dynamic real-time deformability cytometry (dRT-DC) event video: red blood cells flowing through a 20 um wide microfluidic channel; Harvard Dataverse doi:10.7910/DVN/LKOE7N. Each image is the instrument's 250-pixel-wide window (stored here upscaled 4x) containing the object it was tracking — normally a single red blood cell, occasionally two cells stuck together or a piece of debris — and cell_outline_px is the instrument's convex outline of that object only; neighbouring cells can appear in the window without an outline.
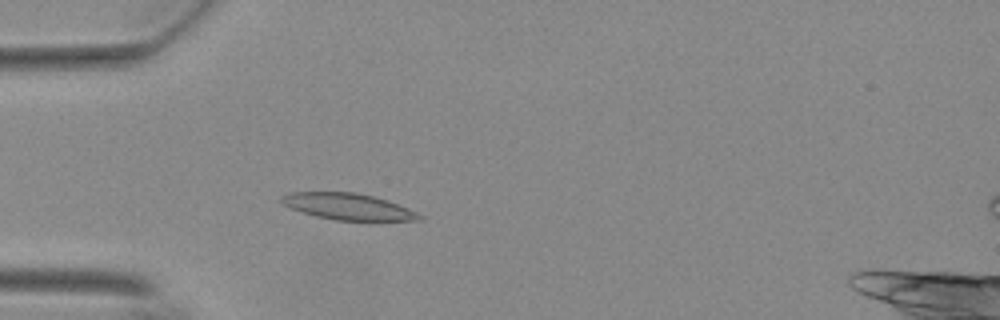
{"species": "Egyptian fruit bat (a non-hibernating species)", "species_latin": "Rousettus aegyptiacus", "temperature_condition": "warm", "stored_images_in_passage": 44, "camera_frame_rate_fps": 3000, "um_per_image_px": 0.085, "animal": {"sex": "female"}, "frame": {"image": 1, "passage_image": 5, "time_ms": 1.333, "image_size_px": [1000, 320], "cell_outline_px": [[424, 216], [420, 220], [336, 220], [316, 216], [292, 208], [284, 204], [280, 200], [280, 196], [292, 192], [352, 192], [372, 196], [388, 200], [408, 208]], "centroid_in_image_um": [29.59, 17.55], "position_along_channel_um": 55.4, "area_um2": 20.87}}
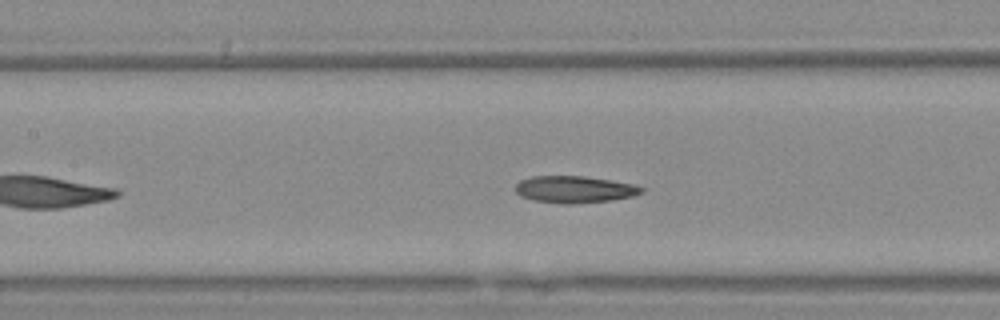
{"frame": {"image": 2, "passage_image": 14, "time_ms": 4.333, "image_size_px": [1000, 320], "cell_outline_px": [[644, 192], [632, 196], [612, 200], [576, 204], [560, 204], [532, 200], [520, 196], [516, 192], [516, 184], [520, 180], [532, 176], [584, 176], [632, 184], [644, 188]], "centroid_in_image_um": [48.8, 16.11], "position_along_channel_um": 158.6, "area_um2": 19.83}}
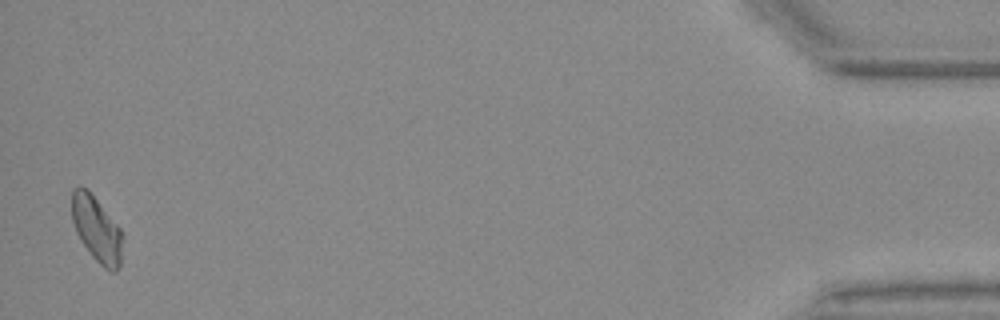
{"frame": {"image": 3, "passage_image": 43, "time_ms": 14.0, "image_size_px": [1000, 320], "cell_outline_px": [[124, 236], [120, 268], [116, 272], [112, 272], [104, 268], [92, 256], [76, 232], [72, 220], [72, 192], [76, 188], [88, 188], [120, 228]], "centroid_in_image_um": [8.26, 19.51], "position_along_channel_um": 426.9, "area_um2": 19.42}, "authors_computed_cell_mechanics": {"area_um2": 19.4786, "velocity_mm_per_s": 3.6884, "shape_relaxation_time_tau1_ms": null, "shape_relaxation_time_tau2_ms": 3.5911, "deformation_change_tau1": null, "deformation_change_tau2": 0.1031}}